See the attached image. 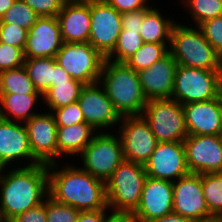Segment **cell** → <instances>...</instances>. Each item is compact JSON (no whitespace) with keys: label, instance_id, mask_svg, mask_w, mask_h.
<instances>
[{"label":"cell","instance_id":"1","mask_svg":"<svg viewBox=\"0 0 222 222\" xmlns=\"http://www.w3.org/2000/svg\"><path fill=\"white\" fill-rule=\"evenodd\" d=\"M48 195L46 164L0 169V221L9 222L43 203Z\"/></svg>","mask_w":222,"mask_h":222},{"label":"cell","instance_id":"2","mask_svg":"<svg viewBox=\"0 0 222 222\" xmlns=\"http://www.w3.org/2000/svg\"><path fill=\"white\" fill-rule=\"evenodd\" d=\"M73 164L70 160L47 165L49 196L80 211L106 209L105 182Z\"/></svg>","mask_w":222,"mask_h":222},{"label":"cell","instance_id":"3","mask_svg":"<svg viewBox=\"0 0 222 222\" xmlns=\"http://www.w3.org/2000/svg\"><path fill=\"white\" fill-rule=\"evenodd\" d=\"M99 83L121 117L142 115L148 100L142 90L138 72L126 63L105 58Z\"/></svg>","mask_w":222,"mask_h":222},{"label":"cell","instance_id":"4","mask_svg":"<svg viewBox=\"0 0 222 222\" xmlns=\"http://www.w3.org/2000/svg\"><path fill=\"white\" fill-rule=\"evenodd\" d=\"M169 53L178 65L222 71V57L206 40L198 26L177 21L171 31Z\"/></svg>","mask_w":222,"mask_h":222},{"label":"cell","instance_id":"5","mask_svg":"<svg viewBox=\"0 0 222 222\" xmlns=\"http://www.w3.org/2000/svg\"><path fill=\"white\" fill-rule=\"evenodd\" d=\"M146 178L143 164L123 160L105 182L108 208L116 212L134 213Z\"/></svg>","mask_w":222,"mask_h":222},{"label":"cell","instance_id":"6","mask_svg":"<svg viewBox=\"0 0 222 222\" xmlns=\"http://www.w3.org/2000/svg\"><path fill=\"white\" fill-rule=\"evenodd\" d=\"M123 160L122 143L118 133L102 131L94 135L76 162L83 170L106 182Z\"/></svg>","mask_w":222,"mask_h":222},{"label":"cell","instance_id":"7","mask_svg":"<svg viewBox=\"0 0 222 222\" xmlns=\"http://www.w3.org/2000/svg\"><path fill=\"white\" fill-rule=\"evenodd\" d=\"M222 94V71L177 65L171 99L182 105L208 101Z\"/></svg>","mask_w":222,"mask_h":222},{"label":"cell","instance_id":"8","mask_svg":"<svg viewBox=\"0 0 222 222\" xmlns=\"http://www.w3.org/2000/svg\"><path fill=\"white\" fill-rule=\"evenodd\" d=\"M142 116L158 142H183L188 137L183 106L176 100H148Z\"/></svg>","mask_w":222,"mask_h":222},{"label":"cell","instance_id":"9","mask_svg":"<svg viewBox=\"0 0 222 222\" xmlns=\"http://www.w3.org/2000/svg\"><path fill=\"white\" fill-rule=\"evenodd\" d=\"M55 60L72 79L88 85L99 82L105 58L89 42H63Z\"/></svg>","mask_w":222,"mask_h":222},{"label":"cell","instance_id":"10","mask_svg":"<svg viewBox=\"0 0 222 222\" xmlns=\"http://www.w3.org/2000/svg\"><path fill=\"white\" fill-rule=\"evenodd\" d=\"M90 35L88 42L107 58L122 31V14L105 0H90Z\"/></svg>","mask_w":222,"mask_h":222},{"label":"cell","instance_id":"11","mask_svg":"<svg viewBox=\"0 0 222 222\" xmlns=\"http://www.w3.org/2000/svg\"><path fill=\"white\" fill-rule=\"evenodd\" d=\"M117 128L124 160L144 165L158 143L149 123L142 115L124 116Z\"/></svg>","mask_w":222,"mask_h":222},{"label":"cell","instance_id":"12","mask_svg":"<svg viewBox=\"0 0 222 222\" xmlns=\"http://www.w3.org/2000/svg\"><path fill=\"white\" fill-rule=\"evenodd\" d=\"M78 102L85 122L96 131H116L122 117L99 82L84 85Z\"/></svg>","mask_w":222,"mask_h":222},{"label":"cell","instance_id":"13","mask_svg":"<svg viewBox=\"0 0 222 222\" xmlns=\"http://www.w3.org/2000/svg\"><path fill=\"white\" fill-rule=\"evenodd\" d=\"M173 212L193 222H216L205 202L201 174L189 173L173 182Z\"/></svg>","mask_w":222,"mask_h":222},{"label":"cell","instance_id":"14","mask_svg":"<svg viewBox=\"0 0 222 222\" xmlns=\"http://www.w3.org/2000/svg\"><path fill=\"white\" fill-rule=\"evenodd\" d=\"M36 164L25 124L0 118V169Z\"/></svg>","mask_w":222,"mask_h":222},{"label":"cell","instance_id":"15","mask_svg":"<svg viewBox=\"0 0 222 222\" xmlns=\"http://www.w3.org/2000/svg\"><path fill=\"white\" fill-rule=\"evenodd\" d=\"M183 145L190 173L222 171V142L219 135H190Z\"/></svg>","mask_w":222,"mask_h":222},{"label":"cell","instance_id":"16","mask_svg":"<svg viewBox=\"0 0 222 222\" xmlns=\"http://www.w3.org/2000/svg\"><path fill=\"white\" fill-rule=\"evenodd\" d=\"M144 169L147 176L170 182L189 174L183 142H158Z\"/></svg>","mask_w":222,"mask_h":222},{"label":"cell","instance_id":"17","mask_svg":"<svg viewBox=\"0 0 222 222\" xmlns=\"http://www.w3.org/2000/svg\"><path fill=\"white\" fill-rule=\"evenodd\" d=\"M24 124L33 157L40 164L57 163V125L52 113L40 110Z\"/></svg>","mask_w":222,"mask_h":222},{"label":"cell","instance_id":"18","mask_svg":"<svg viewBox=\"0 0 222 222\" xmlns=\"http://www.w3.org/2000/svg\"><path fill=\"white\" fill-rule=\"evenodd\" d=\"M173 212V182L147 176L135 216L148 222Z\"/></svg>","mask_w":222,"mask_h":222},{"label":"cell","instance_id":"19","mask_svg":"<svg viewBox=\"0 0 222 222\" xmlns=\"http://www.w3.org/2000/svg\"><path fill=\"white\" fill-rule=\"evenodd\" d=\"M63 44L57 17H38L36 23L28 30L25 58L52 57Z\"/></svg>","mask_w":222,"mask_h":222},{"label":"cell","instance_id":"20","mask_svg":"<svg viewBox=\"0 0 222 222\" xmlns=\"http://www.w3.org/2000/svg\"><path fill=\"white\" fill-rule=\"evenodd\" d=\"M182 106L188 136L220 134L222 94L215 99L192 102Z\"/></svg>","mask_w":222,"mask_h":222},{"label":"cell","instance_id":"21","mask_svg":"<svg viewBox=\"0 0 222 222\" xmlns=\"http://www.w3.org/2000/svg\"><path fill=\"white\" fill-rule=\"evenodd\" d=\"M177 65L175 59L168 53L150 67L138 72L147 100L171 99Z\"/></svg>","mask_w":222,"mask_h":222},{"label":"cell","instance_id":"22","mask_svg":"<svg viewBox=\"0 0 222 222\" xmlns=\"http://www.w3.org/2000/svg\"><path fill=\"white\" fill-rule=\"evenodd\" d=\"M57 19L63 42H88L91 23L90 0H67Z\"/></svg>","mask_w":222,"mask_h":222},{"label":"cell","instance_id":"23","mask_svg":"<svg viewBox=\"0 0 222 222\" xmlns=\"http://www.w3.org/2000/svg\"><path fill=\"white\" fill-rule=\"evenodd\" d=\"M97 132L86 122L66 127L57 126V162L64 161V158L68 161L71 157L76 161Z\"/></svg>","mask_w":222,"mask_h":222},{"label":"cell","instance_id":"24","mask_svg":"<svg viewBox=\"0 0 222 222\" xmlns=\"http://www.w3.org/2000/svg\"><path fill=\"white\" fill-rule=\"evenodd\" d=\"M38 102H43L41 94L0 93V118L25 123L40 113Z\"/></svg>","mask_w":222,"mask_h":222},{"label":"cell","instance_id":"25","mask_svg":"<svg viewBox=\"0 0 222 222\" xmlns=\"http://www.w3.org/2000/svg\"><path fill=\"white\" fill-rule=\"evenodd\" d=\"M156 6L157 4H152L145 9L139 33L144 42L170 43L172 28L179 20H174V17L170 18L167 13L163 14L162 6L161 8Z\"/></svg>","mask_w":222,"mask_h":222},{"label":"cell","instance_id":"26","mask_svg":"<svg viewBox=\"0 0 222 222\" xmlns=\"http://www.w3.org/2000/svg\"><path fill=\"white\" fill-rule=\"evenodd\" d=\"M83 86L84 84L72 78L66 82L52 83V87L42 95V110L51 112L78 101Z\"/></svg>","mask_w":222,"mask_h":222},{"label":"cell","instance_id":"27","mask_svg":"<svg viewBox=\"0 0 222 222\" xmlns=\"http://www.w3.org/2000/svg\"><path fill=\"white\" fill-rule=\"evenodd\" d=\"M23 66L27 70L35 89L41 95L52 87L55 76V58H25Z\"/></svg>","mask_w":222,"mask_h":222},{"label":"cell","instance_id":"28","mask_svg":"<svg viewBox=\"0 0 222 222\" xmlns=\"http://www.w3.org/2000/svg\"><path fill=\"white\" fill-rule=\"evenodd\" d=\"M203 195L210 215L222 221V173L201 174Z\"/></svg>","mask_w":222,"mask_h":222},{"label":"cell","instance_id":"29","mask_svg":"<svg viewBox=\"0 0 222 222\" xmlns=\"http://www.w3.org/2000/svg\"><path fill=\"white\" fill-rule=\"evenodd\" d=\"M180 6L184 12H188V16L193 23L185 21L181 22L187 25L199 26L206 20L222 16V0H179Z\"/></svg>","mask_w":222,"mask_h":222},{"label":"cell","instance_id":"30","mask_svg":"<svg viewBox=\"0 0 222 222\" xmlns=\"http://www.w3.org/2000/svg\"><path fill=\"white\" fill-rule=\"evenodd\" d=\"M0 93L40 94L24 66L0 72Z\"/></svg>","mask_w":222,"mask_h":222},{"label":"cell","instance_id":"31","mask_svg":"<svg viewBox=\"0 0 222 222\" xmlns=\"http://www.w3.org/2000/svg\"><path fill=\"white\" fill-rule=\"evenodd\" d=\"M170 43L144 42L143 45L125 62L130 68L139 72L169 53Z\"/></svg>","mask_w":222,"mask_h":222},{"label":"cell","instance_id":"32","mask_svg":"<svg viewBox=\"0 0 222 222\" xmlns=\"http://www.w3.org/2000/svg\"><path fill=\"white\" fill-rule=\"evenodd\" d=\"M143 43L138 30L122 29L113 52L106 59L125 63Z\"/></svg>","mask_w":222,"mask_h":222},{"label":"cell","instance_id":"33","mask_svg":"<svg viewBox=\"0 0 222 222\" xmlns=\"http://www.w3.org/2000/svg\"><path fill=\"white\" fill-rule=\"evenodd\" d=\"M35 11L23 0H16L0 19V23H10L29 30L38 19Z\"/></svg>","mask_w":222,"mask_h":222},{"label":"cell","instance_id":"34","mask_svg":"<svg viewBox=\"0 0 222 222\" xmlns=\"http://www.w3.org/2000/svg\"><path fill=\"white\" fill-rule=\"evenodd\" d=\"M80 210L55 201L49 195L46 197L47 222H76Z\"/></svg>","mask_w":222,"mask_h":222},{"label":"cell","instance_id":"35","mask_svg":"<svg viewBox=\"0 0 222 222\" xmlns=\"http://www.w3.org/2000/svg\"><path fill=\"white\" fill-rule=\"evenodd\" d=\"M51 113L57 126L66 127L85 122L78 101L58 109H53Z\"/></svg>","mask_w":222,"mask_h":222},{"label":"cell","instance_id":"36","mask_svg":"<svg viewBox=\"0 0 222 222\" xmlns=\"http://www.w3.org/2000/svg\"><path fill=\"white\" fill-rule=\"evenodd\" d=\"M206 40L222 57V16L211 18L198 26Z\"/></svg>","mask_w":222,"mask_h":222},{"label":"cell","instance_id":"37","mask_svg":"<svg viewBox=\"0 0 222 222\" xmlns=\"http://www.w3.org/2000/svg\"><path fill=\"white\" fill-rule=\"evenodd\" d=\"M24 50L0 42V72L23 66Z\"/></svg>","mask_w":222,"mask_h":222},{"label":"cell","instance_id":"38","mask_svg":"<svg viewBox=\"0 0 222 222\" xmlns=\"http://www.w3.org/2000/svg\"><path fill=\"white\" fill-rule=\"evenodd\" d=\"M28 30L10 23H0V42L9 44L24 50Z\"/></svg>","mask_w":222,"mask_h":222},{"label":"cell","instance_id":"39","mask_svg":"<svg viewBox=\"0 0 222 222\" xmlns=\"http://www.w3.org/2000/svg\"><path fill=\"white\" fill-rule=\"evenodd\" d=\"M39 17H57L67 0H23Z\"/></svg>","mask_w":222,"mask_h":222},{"label":"cell","instance_id":"40","mask_svg":"<svg viewBox=\"0 0 222 222\" xmlns=\"http://www.w3.org/2000/svg\"><path fill=\"white\" fill-rule=\"evenodd\" d=\"M121 14L146 9L153 4L154 0H105Z\"/></svg>","mask_w":222,"mask_h":222},{"label":"cell","instance_id":"41","mask_svg":"<svg viewBox=\"0 0 222 222\" xmlns=\"http://www.w3.org/2000/svg\"><path fill=\"white\" fill-rule=\"evenodd\" d=\"M9 222H47L46 198L43 203L28 209L24 213L11 219Z\"/></svg>","mask_w":222,"mask_h":222},{"label":"cell","instance_id":"42","mask_svg":"<svg viewBox=\"0 0 222 222\" xmlns=\"http://www.w3.org/2000/svg\"><path fill=\"white\" fill-rule=\"evenodd\" d=\"M145 16V9L131 11L122 14V29L138 30L142 25Z\"/></svg>","mask_w":222,"mask_h":222},{"label":"cell","instance_id":"43","mask_svg":"<svg viewBox=\"0 0 222 222\" xmlns=\"http://www.w3.org/2000/svg\"><path fill=\"white\" fill-rule=\"evenodd\" d=\"M110 211L108 207L101 210L80 211L76 222H105Z\"/></svg>","mask_w":222,"mask_h":222},{"label":"cell","instance_id":"44","mask_svg":"<svg viewBox=\"0 0 222 222\" xmlns=\"http://www.w3.org/2000/svg\"><path fill=\"white\" fill-rule=\"evenodd\" d=\"M105 222H140V220L132 212L110 211Z\"/></svg>","mask_w":222,"mask_h":222},{"label":"cell","instance_id":"45","mask_svg":"<svg viewBox=\"0 0 222 222\" xmlns=\"http://www.w3.org/2000/svg\"><path fill=\"white\" fill-rule=\"evenodd\" d=\"M148 222H193L191 219L186 218L178 213L171 212L160 218L153 219Z\"/></svg>","mask_w":222,"mask_h":222},{"label":"cell","instance_id":"46","mask_svg":"<svg viewBox=\"0 0 222 222\" xmlns=\"http://www.w3.org/2000/svg\"><path fill=\"white\" fill-rule=\"evenodd\" d=\"M71 79V76L59 65L55 60V76L52 83L66 82Z\"/></svg>","mask_w":222,"mask_h":222},{"label":"cell","instance_id":"47","mask_svg":"<svg viewBox=\"0 0 222 222\" xmlns=\"http://www.w3.org/2000/svg\"><path fill=\"white\" fill-rule=\"evenodd\" d=\"M16 0H0V19Z\"/></svg>","mask_w":222,"mask_h":222},{"label":"cell","instance_id":"48","mask_svg":"<svg viewBox=\"0 0 222 222\" xmlns=\"http://www.w3.org/2000/svg\"><path fill=\"white\" fill-rule=\"evenodd\" d=\"M219 136H220V139H221V142H222V127H221V131H220Z\"/></svg>","mask_w":222,"mask_h":222}]
</instances>
